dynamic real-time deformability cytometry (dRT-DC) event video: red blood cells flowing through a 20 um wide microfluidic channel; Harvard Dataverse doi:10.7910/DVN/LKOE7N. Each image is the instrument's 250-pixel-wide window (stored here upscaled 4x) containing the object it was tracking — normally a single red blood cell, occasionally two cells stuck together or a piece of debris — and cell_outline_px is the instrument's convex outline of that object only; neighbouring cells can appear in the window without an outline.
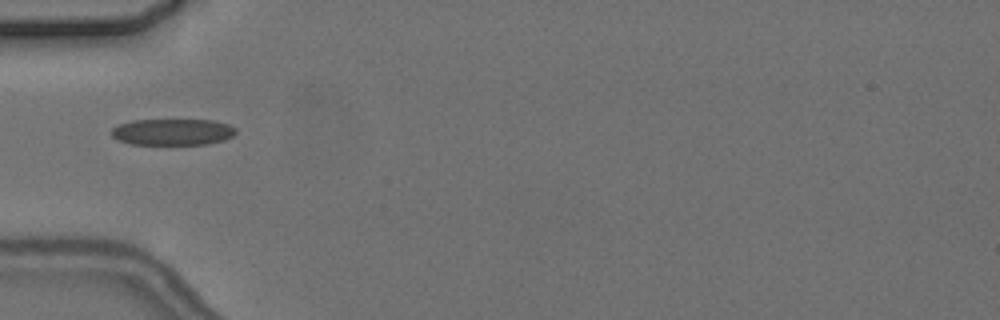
{"species": "common noctule bat (a hibernating species)", "species_latin": "Nyctalus noctula", "temperature_condition": "cold", "stored_images_in_passage": 4, "camera_frame_rate_fps": 3000, "um_per_image_px": 0.085, "animal": {"sex": "female", "body_mass_g": 24.6, "forearm_length_mm": 56.2}, "frame": {"image": 1, "passage_image": 2, "time_ms": 1.0, "image_size_px": [1000, 320], "cell_outline_px": [[236, 132], [232, 136], [224, 140], [208, 144], [132, 144], [120, 140], [112, 136], [112, 128], [116, 124], [132, 120], [212, 120], [228, 124], [236, 128]], "centroid_in_image_um": [14.67, 11.21], "position_along_channel_um": 70.3, "area_um2": 19.13}}
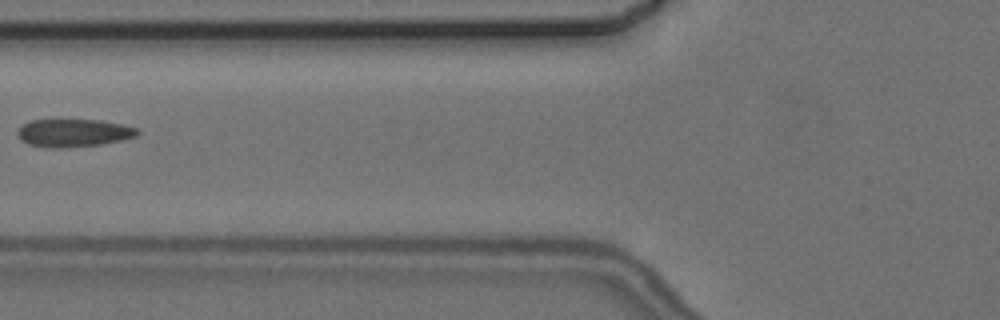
{"frame": {"image": 2, "passage_image": 3, "time_ms": 2.333, "image_size_px": [1000, 320], "cell_outline_px": [[140, 132], [136, 136], [120, 140], [100, 144], [60, 148], [52, 148], [28, 144], [16, 132], [24, 124], [32, 120], [100, 120], [124, 124], [136, 128]], "centroid_in_image_um": [6.29, 11.29], "position_along_channel_um": 119.5, "area_um2": 19.13}}
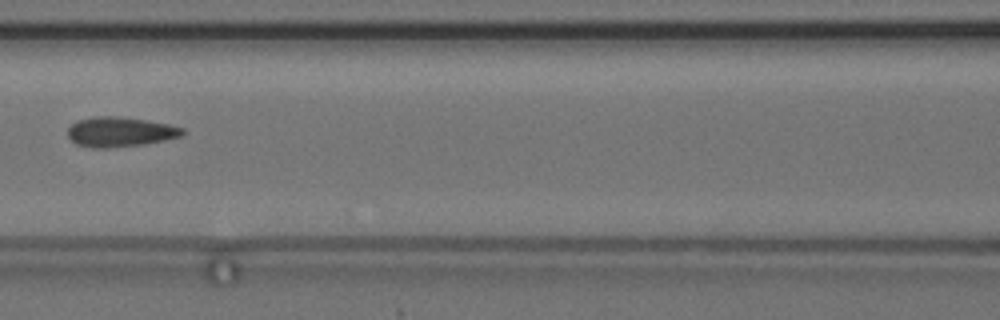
{"frame": {"image": 3, "passage_image": 4, "time_ms": 3.333, "image_size_px": [1000, 320], "cell_outline_px": [[184, 132], [180, 136], [164, 140], [144, 144], [108, 148], [92, 148], [76, 144], [68, 136], [68, 128], [72, 124], [80, 120], [96, 116], [116, 116], [144, 120], [168, 124], [184, 128]], "centroid_in_image_um": [10.19, 11.22], "position_along_channel_um": 156.4, "area_um2": 19.71}}